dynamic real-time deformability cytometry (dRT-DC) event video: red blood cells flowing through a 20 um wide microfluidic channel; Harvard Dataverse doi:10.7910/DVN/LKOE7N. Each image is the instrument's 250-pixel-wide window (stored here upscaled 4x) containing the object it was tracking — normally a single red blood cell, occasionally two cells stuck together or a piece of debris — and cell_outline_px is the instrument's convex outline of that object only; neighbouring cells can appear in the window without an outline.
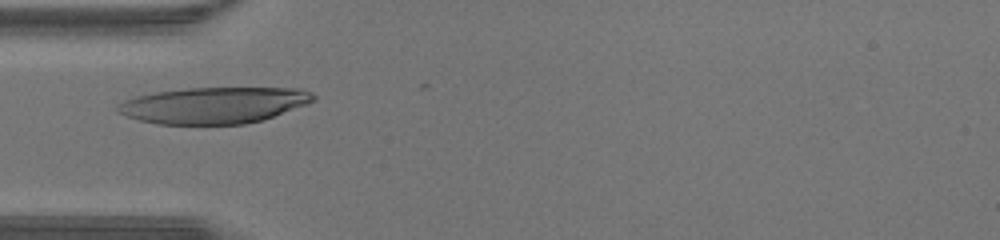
{"species": "human", "species_latin": "Homo sapiens", "temperature_condition": "warm", "stored_images_in_passage": 23, "camera_frame_rate_fps": 3000, "um_per_image_px": 0.085, "donor": {"sex": "male"}, "frame": {"image": 1, "passage_image": 1, "time_ms": 0.0, "image_size_px": [1000, 240], "cell_outline_px": [[316, 100], [308, 104], [260, 120], [244, 124], [160, 124], [140, 120], [116, 112], [116, 108], [124, 100], [136, 96], [156, 92], [188, 88], [300, 88], [312, 92], [316, 96]], "centroid_in_image_um": [18.2, 8.94], "position_along_channel_um": 66.8, "area_um2": 41.21}}
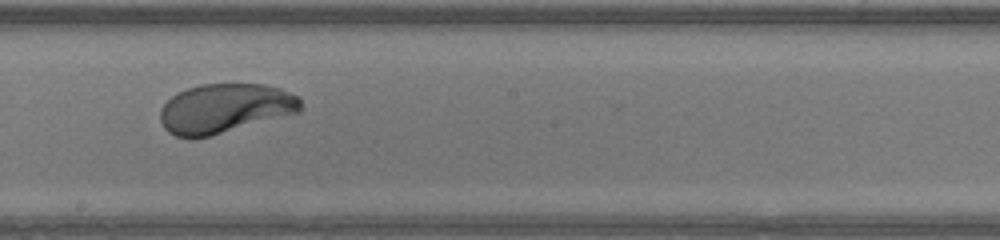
{"frame": {"image": 2, "passage_image": 11, "time_ms": 3.333, "image_size_px": [1000, 240], "cell_outline_px": [[300, 112], [208, 136], [192, 140], [176, 136], [168, 132], [164, 128], [160, 120], [160, 108], [176, 92], [200, 84], [264, 84], [280, 88], [300, 96]], "centroid_in_image_um": [19.08, 9.21], "position_along_channel_um": 229.1, "area_um2": 40.52}}
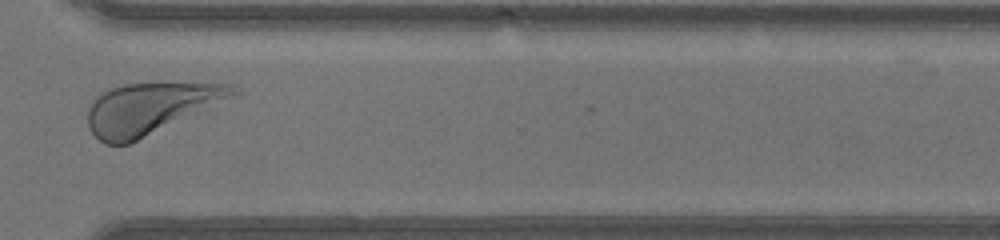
{"frame": {"image": 3, "passage_image": 19, "time_ms": 6.0, "image_size_px": [1000, 240], "cell_outline_px": [[240, 92], [208, 112], [128, 144], [104, 144], [88, 128], [88, 108], [104, 92], [112, 88], [124, 84], [236, 84]], "centroid_in_image_um": [12.88, 9.24], "position_along_channel_um": 357.7, "area_um2": 43.52}}